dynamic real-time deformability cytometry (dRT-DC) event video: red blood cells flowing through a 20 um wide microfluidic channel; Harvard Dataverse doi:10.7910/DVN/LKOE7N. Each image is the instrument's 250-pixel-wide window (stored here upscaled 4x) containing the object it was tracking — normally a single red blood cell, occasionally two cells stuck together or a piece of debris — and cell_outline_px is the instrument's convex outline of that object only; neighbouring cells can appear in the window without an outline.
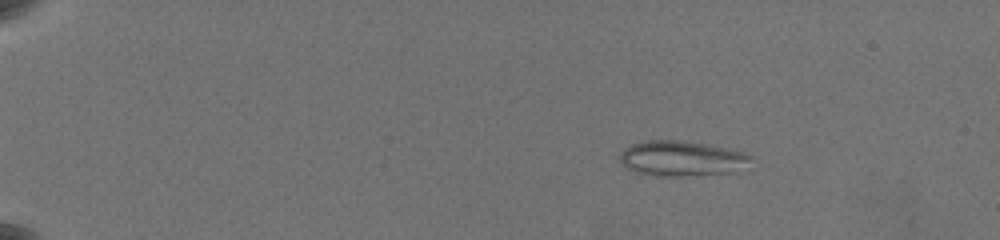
{"species": "common noctule bat (a hibernating species)", "species_latin": "Nyctalus noctula", "temperature_condition": "warm", "stored_images_in_passage": 40, "camera_frame_rate_fps": 3000, "um_per_image_px": 0.085, "animal": {"sex": "female", "body_mass_g": 19.5, "forearm_length_mm": 54.1}, "frame": {"image": 1, "passage_image": 3, "time_ms": 1.333, "image_size_px": [1000, 240], "cell_outline_px": [[752, 156], [732, 172], [684, 176], [652, 176], [636, 172], [628, 168], [620, 160], [620, 156], [624, 148], [632, 144], [644, 140], [680, 140], [704, 144], [744, 152]], "centroid_in_image_um": [57.83, 13.46], "position_along_channel_um": 27.2, "area_um2": 26.3}}
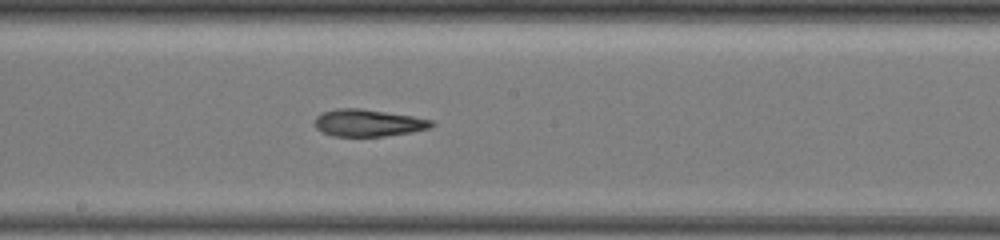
{"frame": {"image": 2, "passage_image": 22, "time_ms": 10.0, "image_size_px": [1000, 240], "cell_outline_px": [[436, 124], [428, 128], [412, 132], [384, 136], [332, 136], [316, 128], [316, 116], [324, 112], [340, 108], [360, 108], [412, 116], [432, 120]], "centroid_in_image_um": [31.32, 10.45], "position_along_channel_um": 216.9, "area_um2": 18.21}}
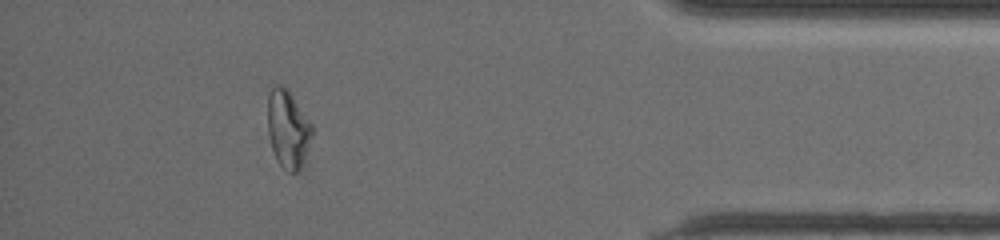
{"frame": {"image": 3, "passage_image": 36, "time_ms": 16.333, "image_size_px": [1000, 240], "cell_outline_px": [[316, 132], [300, 168], [296, 172], [292, 172], [280, 164], [276, 160], [272, 148], [268, 128], [268, 96], [272, 88], [284, 88], [288, 92], [316, 128]], "centroid_in_image_um": [24.53, 11.02], "position_along_channel_um": 410.7, "area_um2": 19.77}, "authors_computed_cell_mechanics": {"area_um2": 19.5653, "velocity_mm_per_s": 3.611, "shape_relaxation_time_tau1_ms": null, "shape_relaxation_time_tau2_ms": 6.0483, "deformation_change_tau1": null, "deformation_change_tau2": 0.186}}